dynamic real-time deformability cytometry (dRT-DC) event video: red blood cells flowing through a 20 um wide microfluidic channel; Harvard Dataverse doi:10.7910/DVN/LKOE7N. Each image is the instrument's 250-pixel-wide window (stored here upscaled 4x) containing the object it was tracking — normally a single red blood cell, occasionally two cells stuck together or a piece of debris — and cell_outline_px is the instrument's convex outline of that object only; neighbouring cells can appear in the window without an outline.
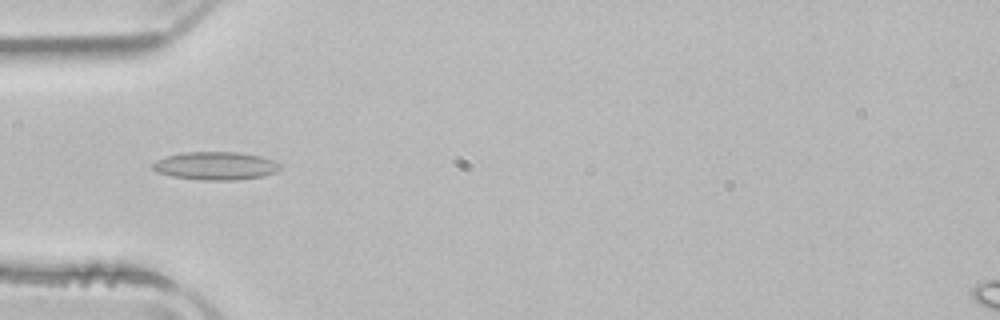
{"species": "common noctule bat (a hibernating species)", "species_latin": "Nyctalus noctula", "temperature_condition": "room temperature", "stored_images_in_passage": 51, "camera_frame_rate_fps": 3000, "um_per_image_px": 0.085, "animal": {"sex": "male", "body_mass_g": 21.5, "forearm_length_mm": 52.0}, "frame": {"image": 1, "passage_image": 16, "time_ms": 5.0, "image_size_px": [1000, 320], "cell_outline_px": [[284, 168], [276, 172], [264, 176], [236, 180], [200, 180], [172, 176], [156, 172], [152, 168], [152, 164], [156, 160], [164, 156], [184, 152], [240, 152], [260, 156], [272, 160], [280, 164]], "centroid_in_image_um": [18.33, 14.09], "position_along_channel_um": 66.7, "area_um2": 21.1}}
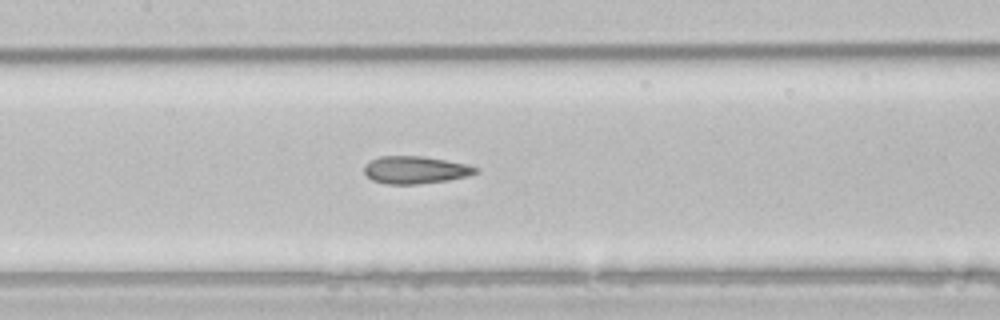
{"frame": {"image": 2, "passage_image": 24, "time_ms": 7.667, "image_size_px": [1000, 320], "cell_outline_px": [[480, 172], [468, 176], [448, 180], [416, 184], [388, 184], [372, 180], [364, 172], [364, 164], [380, 156], [424, 156], [468, 164], [480, 168]], "centroid_in_image_um": [35.35, 14.44], "position_along_channel_um": 172.1, "area_um2": 17.98}}
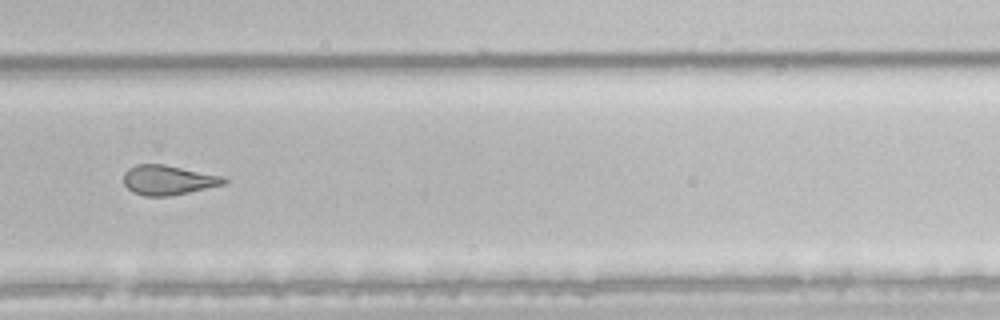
{"frame": {"image": 3, "passage_image": 35, "time_ms": 11.333, "image_size_px": [1000, 320], "cell_outline_px": [[228, 180], [224, 184], [172, 196], [144, 196], [132, 192], [124, 184], [124, 172], [128, 168], [136, 164], [164, 164], [224, 176]], "centroid_in_image_um": [14.28, 15.3], "position_along_channel_um": 315.5, "area_um2": 17.46}, "authors_computed_cell_mechanics": {"area_um2": 19.652, "velocity_mm_per_s": 3.9378, "shape_relaxation_time_tau1_ms": 10.0274, "shape_relaxation_time_tau2_ms": 1.4705, "deformation_change_tau1": 0.2352, "deformation_change_tau2": 0.0943}}